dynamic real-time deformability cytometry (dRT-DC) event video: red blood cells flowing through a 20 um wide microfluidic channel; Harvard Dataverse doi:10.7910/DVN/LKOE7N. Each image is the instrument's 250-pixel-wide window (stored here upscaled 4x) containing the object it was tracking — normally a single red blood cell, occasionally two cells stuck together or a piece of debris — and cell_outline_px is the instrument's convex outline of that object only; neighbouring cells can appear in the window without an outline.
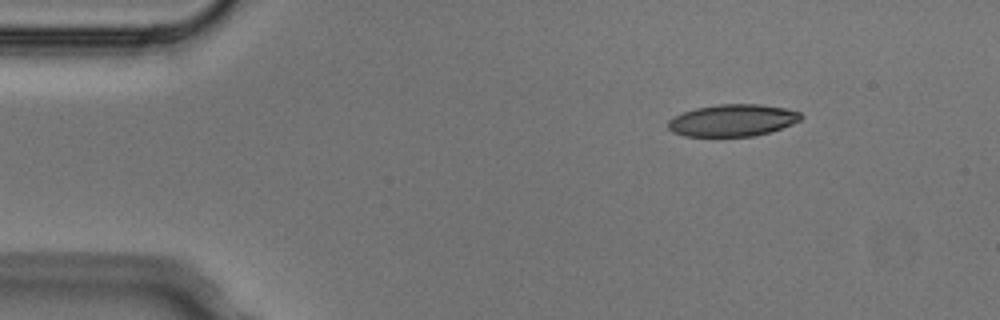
{"species": "Egyptian fruit bat (a non-hibernating species)", "species_latin": "Rousettus aegyptiacus", "temperature_condition": "cold", "stored_images_in_passage": 3, "camera_frame_rate_fps": 3000, "um_per_image_px": 0.085, "animal": {"sex": "male"}, "frame": {"image": 1, "passage_image": 1, "time_ms": 0.0, "image_size_px": [1000, 320], "cell_outline_px": [[804, 116], [800, 120], [792, 124], [768, 132], [752, 136], [684, 136], [672, 132], [668, 128], [668, 120], [672, 116], [696, 108], [720, 104], [760, 104], [784, 108], [800, 112]], "centroid_in_image_um": [62.25, 10.22], "position_along_channel_um": 22.8, "area_um2": 24.68}}